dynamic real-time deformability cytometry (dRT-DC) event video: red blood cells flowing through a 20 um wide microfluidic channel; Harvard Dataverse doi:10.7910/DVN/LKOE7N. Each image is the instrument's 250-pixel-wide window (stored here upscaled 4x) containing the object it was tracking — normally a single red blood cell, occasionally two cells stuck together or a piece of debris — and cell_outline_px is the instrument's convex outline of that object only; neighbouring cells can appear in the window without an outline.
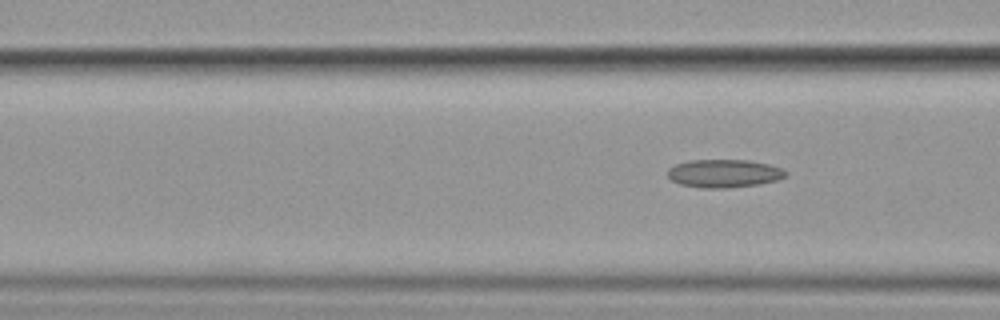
{"species": "common noctule bat (a hibernating species)", "species_latin": "Nyctalus noctula", "temperature_condition": "cold", "stored_images_in_passage": 8, "segment_of_instrument_passage": [2, 2], "camera_frame_rate_fps": 3000, "um_per_image_px": 0.085, "animal": {"sex": "female", "body_mass_g": 19.9}, "frame": {"image": 1, "passage_image": 8, "time_ms": 8.333, "image_size_px": [1000, 320], "cell_outline_px": [[788, 172], [780, 180], [756, 184], [724, 188], [700, 188], [680, 184], [672, 180], [668, 176], [668, 168], [676, 164], [688, 160], [748, 160], [768, 164], [780, 168]], "centroid_in_image_um": [61.52, 14.74], "position_along_channel_um": 105.1, "area_um2": 19.25}}